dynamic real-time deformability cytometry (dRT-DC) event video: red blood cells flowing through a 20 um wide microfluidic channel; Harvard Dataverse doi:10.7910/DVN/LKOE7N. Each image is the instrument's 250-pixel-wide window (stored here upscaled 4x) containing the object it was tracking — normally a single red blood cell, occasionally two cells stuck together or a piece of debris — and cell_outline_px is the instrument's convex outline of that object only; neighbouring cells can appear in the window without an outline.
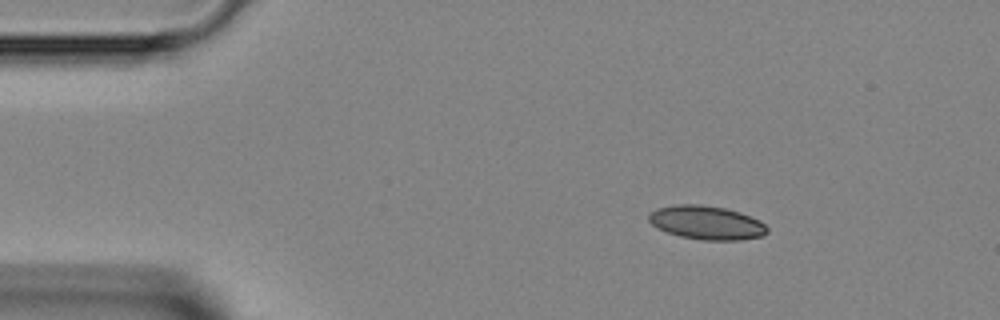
{"species": "Egyptian fruit bat (a non-hibernating species)", "species_latin": "Rousettus aegyptiacus", "temperature_condition": "room temperature", "stored_images_in_passage": 39, "camera_frame_rate_fps": 3000, "um_per_image_px": 0.085, "animal": {"sex": "female"}, "frame": {"image": 1, "passage_image": 1, "time_ms": 0.0, "image_size_px": [1000, 320], "cell_outline_px": [[768, 232], [764, 236], [740, 240], [704, 240], [680, 236], [656, 228], [648, 220], [648, 212], [656, 208], [676, 204], [700, 204], [724, 208], [740, 212], [760, 220], [768, 228]], "centroid_in_image_um": [60.05, 18.92], "position_along_channel_um": 25.0, "area_um2": 23.47}}
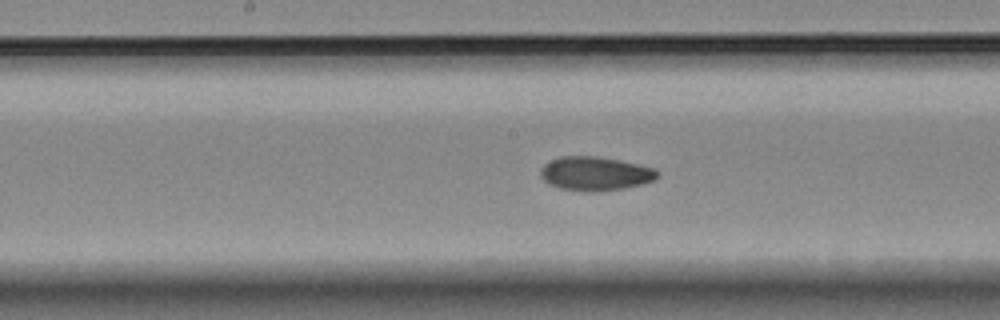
{"frame": {"image": 2, "passage_image": 17, "time_ms": 5.333, "image_size_px": [1000, 320], "cell_outline_px": [[660, 176], [656, 180], [644, 184], [624, 188], [592, 192], [588, 192], [560, 188], [548, 184], [540, 176], [540, 168], [544, 164], [560, 156], [596, 156], [620, 160], [656, 168], [660, 172]], "centroid_in_image_um": [50.63, 14.76], "position_along_channel_um": 197.6, "area_um2": 23.41}}
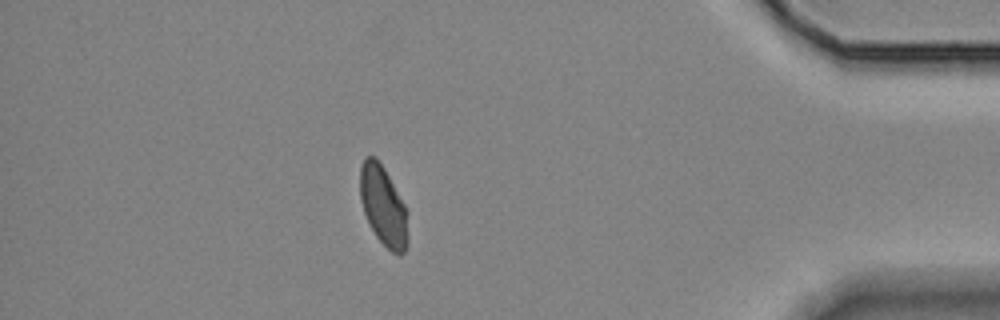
{"frame": {"image": 3, "passage_image": 34, "time_ms": 11.0, "image_size_px": [1000, 320], "cell_outline_px": [[408, 244], [404, 252], [400, 256], [392, 252], [376, 236], [364, 212], [360, 200], [360, 168], [364, 156], [376, 156], [384, 168], [404, 204], [408, 212]], "centroid_in_image_um": [32.59, 17.5], "position_along_channel_um": 402.6, "area_um2": 22.31}}